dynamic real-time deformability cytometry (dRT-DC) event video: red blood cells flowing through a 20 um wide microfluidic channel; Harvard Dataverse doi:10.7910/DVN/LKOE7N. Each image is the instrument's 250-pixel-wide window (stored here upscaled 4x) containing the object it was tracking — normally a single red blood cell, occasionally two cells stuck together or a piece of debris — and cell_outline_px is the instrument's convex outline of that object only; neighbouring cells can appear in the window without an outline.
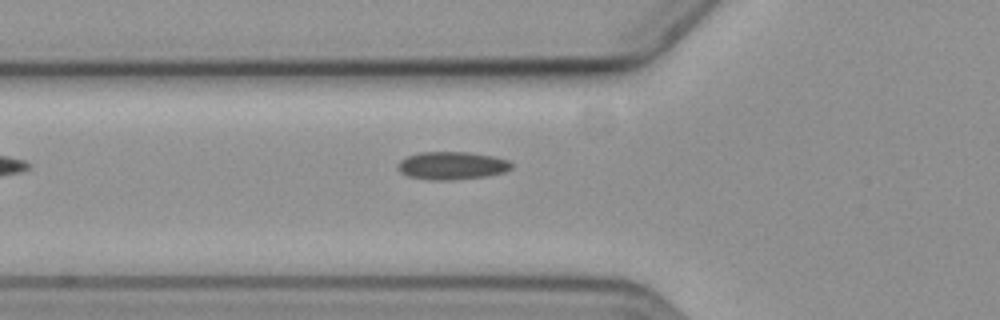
{"species": "common noctule bat (a hibernating species)", "species_latin": "Nyctalus noctula", "temperature_condition": "cold", "stored_images_in_passage": 5, "camera_frame_rate_fps": 3000, "um_per_image_px": 0.085, "animal": {"sex": "female", "body_mass_g": 19.3, "forearm_length_mm": 54.1}, "frame": {"image": 1, "passage_image": 5, "time_ms": 5.667, "image_size_px": [1000, 320], "cell_outline_px": [[512, 168], [504, 172], [488, 176], [456, 180], [428, 180], [408, 176], [400, 172], [396, 168], [396, 164], [400, 160], [408, 156], [420, 152], [468, 152], [492, 156], [508, 160], [512, 164]], "centroid_in_image_um": [38.39, 14.08], "position_along_channel_um": 87.4, "area_um2": 18.67}}